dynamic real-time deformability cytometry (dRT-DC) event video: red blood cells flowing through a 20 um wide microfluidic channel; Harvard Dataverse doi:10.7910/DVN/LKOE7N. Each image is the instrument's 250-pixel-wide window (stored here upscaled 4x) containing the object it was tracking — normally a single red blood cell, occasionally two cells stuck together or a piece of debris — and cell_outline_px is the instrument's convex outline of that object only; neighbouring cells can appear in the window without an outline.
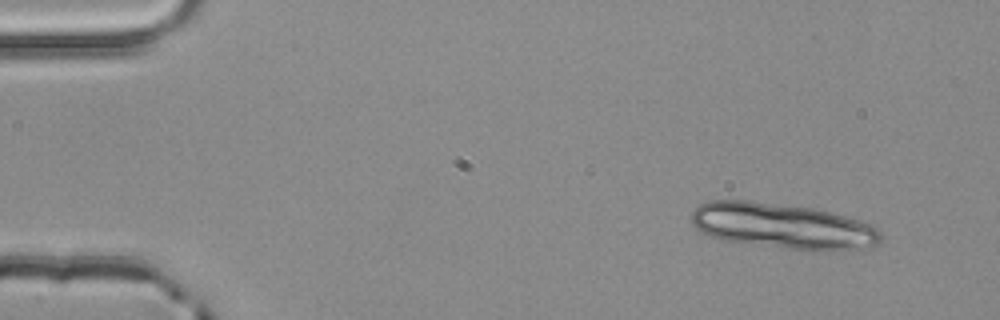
{"species": "common noctule bat (a hibernating species)", "species_latin": "Nyctalus noctula", "temperature_condition": "room temperature", "stored_images_in_passage": 4, "camera_frame_rate_fps": 3000, "um_per_image_px": 0.085, "animal": {"sex": "male", "body_mass_g": 20.4}, "frame": {"image": 1, "passage_image": 1, "time_ms": 0.0, "image_size_px": [1000, 320], "cell_outline_px": [[884, 236], [876, 244], [840, 252], [820, 252], [724, 240], [708, 236], [696, 228], [692, 224], [692, 212], [700, 204], [708, 200], [752, 200], [812, 208], [844, 216], [872, 224]], "centroid_in_image_um": [66.53, 19.22], "position_along_channel_um": 18.5, "area_um2": 50.4}}